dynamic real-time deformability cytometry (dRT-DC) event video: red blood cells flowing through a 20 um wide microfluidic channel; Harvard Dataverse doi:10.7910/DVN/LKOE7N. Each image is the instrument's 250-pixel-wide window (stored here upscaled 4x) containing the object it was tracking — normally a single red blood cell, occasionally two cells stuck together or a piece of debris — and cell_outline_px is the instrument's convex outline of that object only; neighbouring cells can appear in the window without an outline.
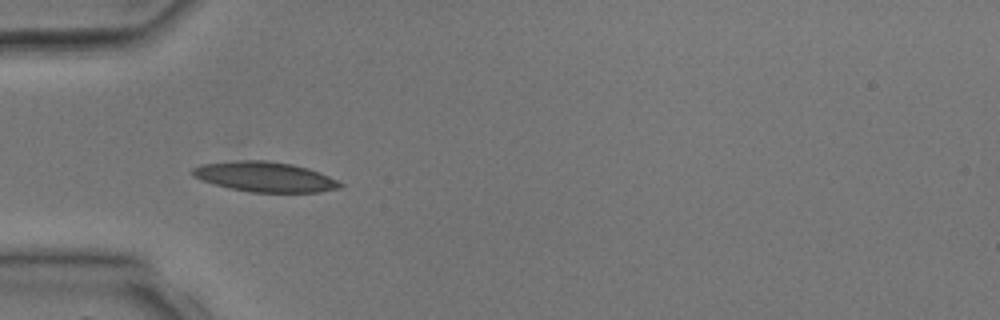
{"species": "common noctule bat (a hibernating species)", "species_latin": "Nyctalus noctula", "temperature_condition": "room temperature", "stored_images_in_passage": 5, "camera_frame_rate_fps": 3000, "um_per_image_px": 0.085, "animal": {"sex": "male", "body_mass_g": 17.9, "forearm_length_mm": 54.2}, "frame": {"image": 1, "passage_image": 4, "time_ms": 4.0, "image_size_px": [1000, 320], "cell_outline_px": [[344, 184], [340, 188], [320, 192], [252, 192], [232, 188], [200, 180], [192, 176], [192, 168], [200, 164], [236, 160], [264, 160], [292, 164], [308, 168], [320, 172]], "centroid_in_image_um": [22.51, 15.02], "position_along_channel_um": 62.5, "area_um2": 25.78}}